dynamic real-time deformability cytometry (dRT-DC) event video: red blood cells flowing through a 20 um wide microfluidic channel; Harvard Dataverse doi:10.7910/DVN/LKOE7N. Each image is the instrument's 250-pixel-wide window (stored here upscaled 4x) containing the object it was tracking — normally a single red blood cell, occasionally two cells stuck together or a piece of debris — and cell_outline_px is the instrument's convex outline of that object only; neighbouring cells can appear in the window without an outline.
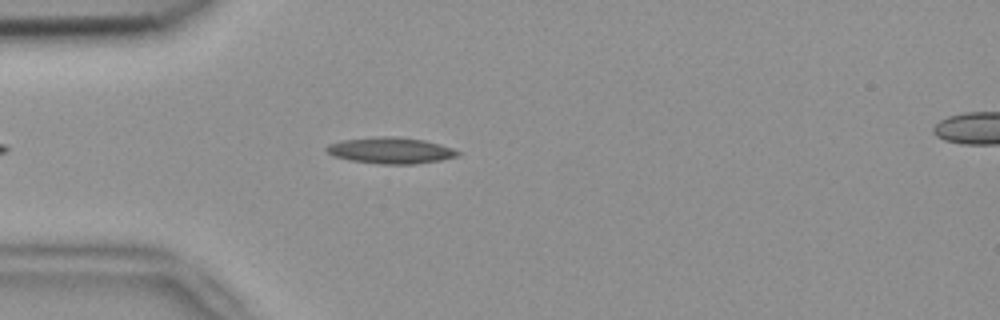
{"species": "common noctule bat (a hibernating species)", "species_latin": "Nyctalus noctula", "temperature_condition": "room temperature", "stored_images_in_passage": 29, "camera_frame_rate_fps": 3000, "um_per_image_px": 0.085, "animal": {"sex": "female", "body_mass_g": 18.4}, "frame": {"image": 1, "passage_image": 7, "time_ms": 2.0, "image_size_px": [1000, 320], "cell_outline_px": [[460, 152], [456, 156], [440, 160], [412, 164], [384, 164], [352, 160], [332, 156], [324, 148], [328, 144], [344, 140], [380, 136], [396, 136], [424, 140], [440, 144], [452, 148]], "centroid_in_image_um": [33.19, 12.78], "position_along_channel_um": 51.8, "area_um2": 19.83}}
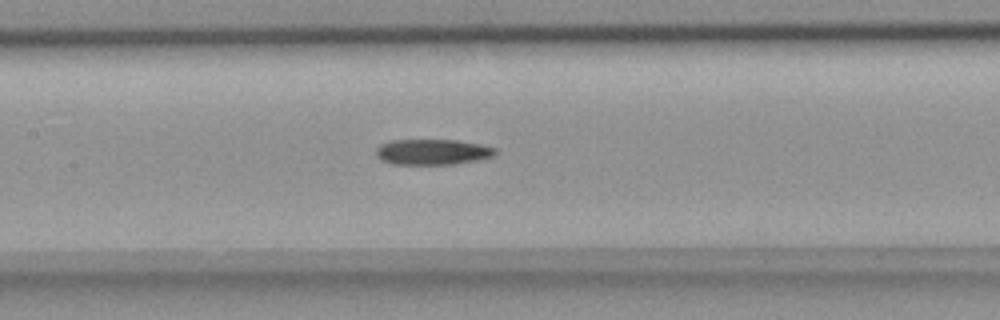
{"frame": {"image": 2, "passage_image": 17, "time_ms": 5.333, "image_size_px": [1000, 320], "cell_outline_px": [[496, 152], [492, 156], [476, 160], [452, 164], [392, 164], [380, 160], [376, 156], [376, 148], [380, 144], [392, 140], [456, 140], [480, 144], [496, 148]], "centroid_in_image_um": [36.71, 12.91], "position_along_channel_um": 170.7, "area_um2": 17.74}}
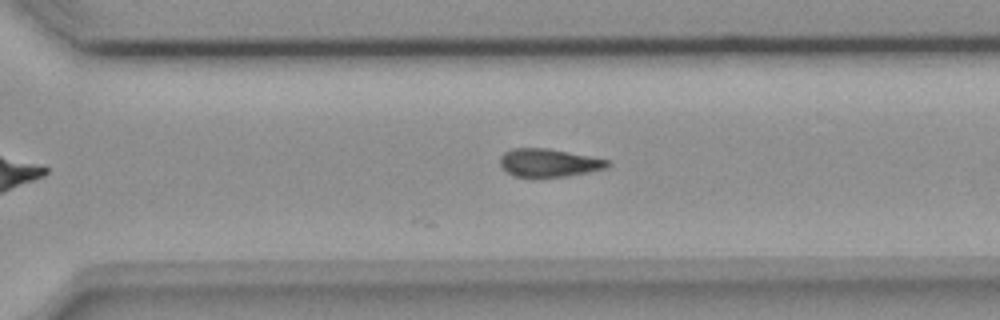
{"frame": {"image": 3, "passage_image": 29, "time_ms": 9.333, "image_size_px": [1000, 320], "cell_outline_px": [[612, 164], [608, 168], [568, 176], [532, 180], [512, 176], [500, 164], [500, 156], [504, 152], [512, 148], [548, 148], [608, 160]], "centroid_in_image_um": [46.61, 13.88], "position_along_channel_um": 324.0, "area_um2": 18.21}}